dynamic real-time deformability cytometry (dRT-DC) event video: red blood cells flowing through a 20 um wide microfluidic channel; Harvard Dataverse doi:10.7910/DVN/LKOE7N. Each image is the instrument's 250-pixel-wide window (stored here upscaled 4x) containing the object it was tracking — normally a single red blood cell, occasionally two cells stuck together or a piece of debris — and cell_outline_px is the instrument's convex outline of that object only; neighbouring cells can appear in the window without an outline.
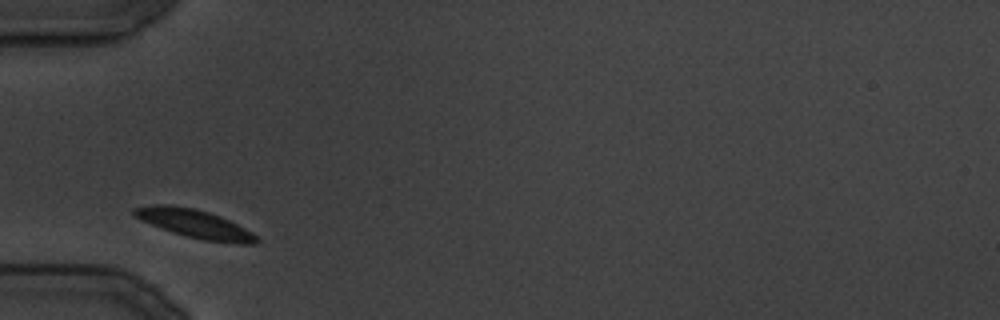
{"species": "common noctule bat (a hibernating species)", "species_latin": "Nyctalus noctula", "temperature_condition": "cold", "stored_images_in_passage": 20, "camera_frame_rate_fps": 3000, "um_per_image_px": 0.085, "animal": {"sex": "male", "body_mass_g": 19.5, "forearm_length_mm": 54.6}, "frame": {"image": 1, "passage_image": 1, "time_ms": 0.0, "image_size_px": [1000, 320], "cell_outline_px": [[260, 240], [256, 244], [240, 244], [204, 240], [172, 232], [160, 228], [140, 220], [132, 212], [132, 208], [152, 204], [168, 204], [192, 208], [208, 212], [220, 216], [252, 232]], "centroid_in_image_um": [16.53, 19.01], "position_along_channel_um": 68.5, "area_um2": 20.17}}
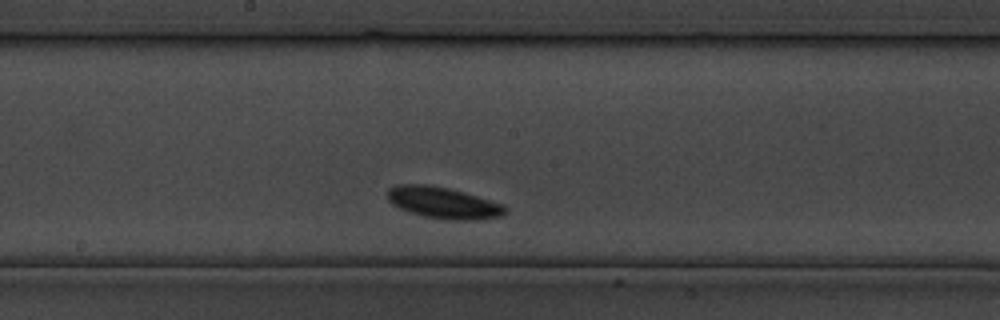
{"frame": {"image": 2, "passage_image": 9, "time_ms": 10.0, "image_size_px": [1000, 320], "cell_outline_px": [[508, 212], [500, 216], [480, 220], [448, 220], [424, 216], [408, 212], [392, 204], [388, 200], [388, 188], [396, 184], [428, 184], [448, 188], [476, 196], [500, 204], [508, 208]], "centroid_in_image_um": [37.65, 17.24], "position_along_channel_um": 210.6, "area_um2": 21.56}}
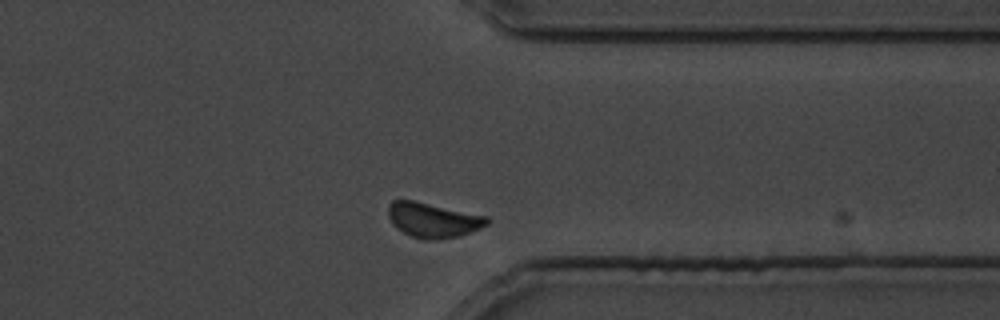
{"frame": {"image": 3, "passage_image": 18, "time_ms": 21.333, "image_size_px": [1000, 320], "cell_outline_px": [[488, 224], [480, 228], [456, 236], [436, 240], [424, 240], [412, 236], [396, 228], [392, 224], [388, 216], [388, 204], [392, 200], [412, 200], [488, 216]], "centroid_in_image_um": [36.77, 18.7], "position_along_channel_um": 374.6, "area_um2": 19.88}}